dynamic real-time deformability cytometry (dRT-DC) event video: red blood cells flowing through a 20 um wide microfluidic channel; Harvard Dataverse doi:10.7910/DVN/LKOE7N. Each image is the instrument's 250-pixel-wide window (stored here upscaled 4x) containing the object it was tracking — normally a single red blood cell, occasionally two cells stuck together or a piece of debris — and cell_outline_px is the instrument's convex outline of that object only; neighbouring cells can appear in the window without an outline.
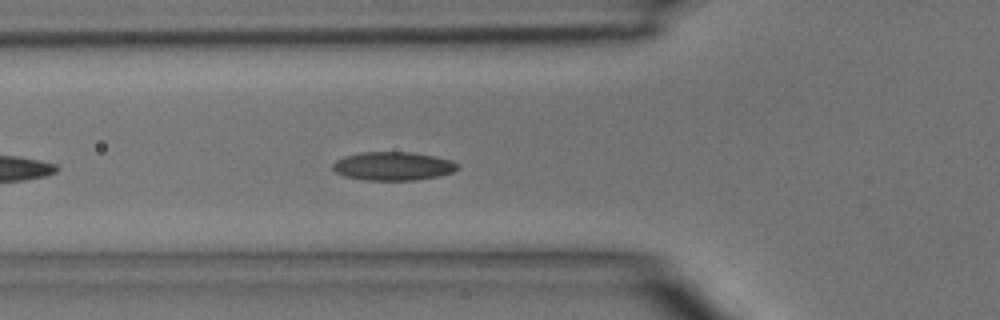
{"species": "common noctule bat (a hibernating species)", "species_latin": "Nyctalus noctula", "temperature_condition": "room temperature", "stored_images_in_passage": 8, "camera_frame_rate_fps": 3000, "um_per_image_px": 0.085, "animal": {"sex": "male", "body_mass_g": 15.6}, "frame": {"image": 1, "passage_image": 5, "time_ms": 1.333, "image_size_px": [1000, 320], "cell_outline_px": [[460, 168], [452, 172], [440, 176], [416, 180], [364, 180], [344, 176], [336, 172], [332, 168], [332, 164], [336, 160], [344, 156], [360, 152], [412, 152], [436, 156], [452, 160], [460, 164]], "centroid_in_image_um": [33.44, 14.11], "position_along_channel_um": 92.4, "area_um2": 21.04}}